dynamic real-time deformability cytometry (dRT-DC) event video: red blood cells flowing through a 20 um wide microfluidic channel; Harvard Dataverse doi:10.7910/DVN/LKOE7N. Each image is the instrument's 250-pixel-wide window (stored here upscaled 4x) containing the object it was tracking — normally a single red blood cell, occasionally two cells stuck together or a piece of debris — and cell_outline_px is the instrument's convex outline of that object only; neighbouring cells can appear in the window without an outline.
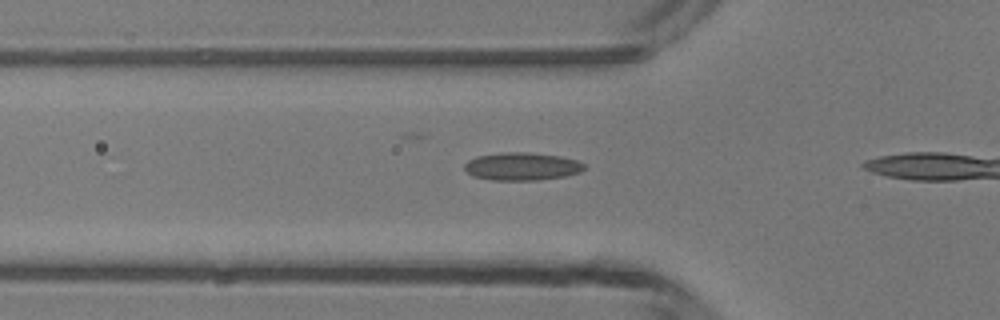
{"species": "common noctule bat (a hibernating species)", "species_latin": "Nyctalus noctula", "temperature_condition": "room temperature", "stored_images_in_passage": 8, "camera_frame_rate_fps": 3000, "um_per_image_px": 0.085, "animal": {"sex": "male", "body_mass_g": 13.3}, "frame": {"image": 1, "passage_image": 6, "time_ms": 1.667, "image_size_px": [1000, 320], "cell_outline_px": [[584, 168], [580, 172], [564, 176], [540, 180], [492, 180], [472, 176], [464, 168], [464, 164], [468, 160], [476, 156], [504, 152], [524, 152], [556, 156], [576, 160], [584, 164]], "centroid_in_image_um": [44.31, 14.15], "position_along_channel_um": 81.5, "area_um2": 19.25}}